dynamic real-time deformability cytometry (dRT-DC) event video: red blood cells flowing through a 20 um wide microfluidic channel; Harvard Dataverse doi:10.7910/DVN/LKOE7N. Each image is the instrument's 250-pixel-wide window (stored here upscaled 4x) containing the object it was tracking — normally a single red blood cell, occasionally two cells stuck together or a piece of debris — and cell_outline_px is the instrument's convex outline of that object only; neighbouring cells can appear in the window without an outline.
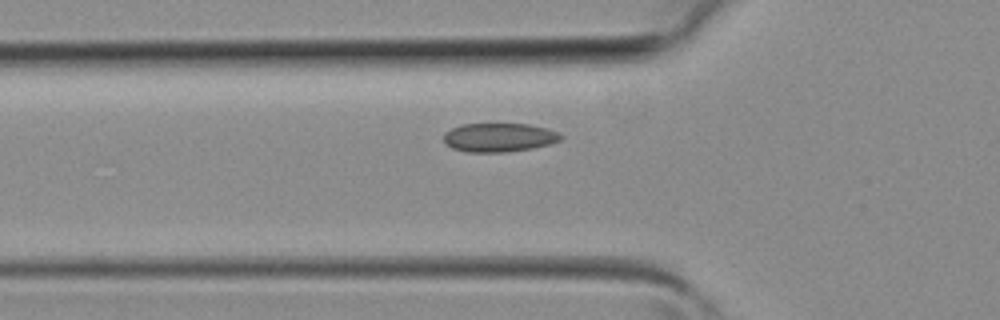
{"species": "common noctule bat (a hibernating species)", "species_latin": "Nyctalus noctula", "temperature_condition": "room temperature", "stored_images_in_passage": 26, "camera_frame_rate_fps": 3000, "um_per_image_px": 0.085, "animal": {"sex": "female", "body_mass_g": 19.3, "forearm_length_mm": 54.1}, "frame": {"image": 1, "passage_image": 2, "time_ms": 0.333, "image_size_px": [1000, 320], "cell_outline_px": [[564, 136], [560, 140], [548, 144], [532, 148], [504, 152], [468, 152], [452, 148], [444, 140], [444, 132], [460, 124], [528, 124], [544, 128], [556, 132]], "centroid_in_image_um": [42.39, 11.68], "position_along_channel_um": 83.4, "area_um2": 19.42}}
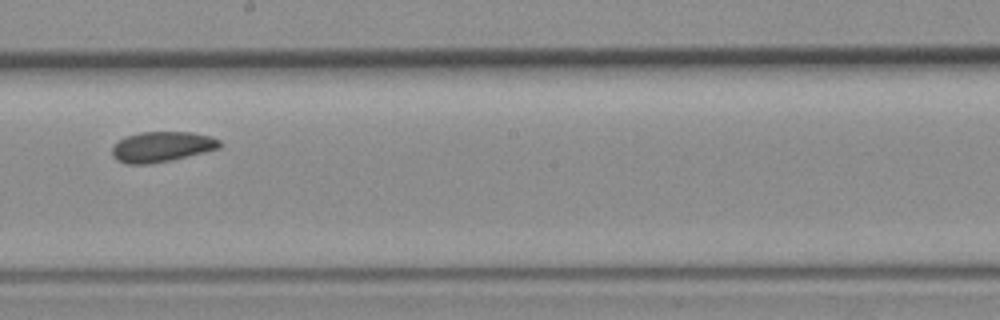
{"frame": {"image": 2, "passage_image": 11, "time_ms": 3.333, "image_size_px": [1000, 320], "cell_outline_px": [[220, 148], [204, 152], [152, 164], [128, 164], [116, 160], [112, 156], [112, 148], [120, 140], [128, 136], [140, 132], [192, 132], [212, 136], [220, 140]], "centroid_in_image_um": [13.76, 12.47], "position_along_channel_um": 234.4, "area_um2": 18.9}}
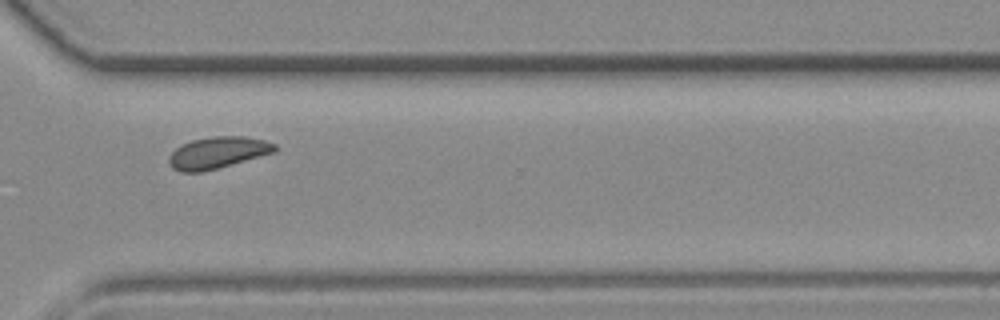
{"frame": {"image": 3, "passage_image": 18, "time_ms": 5.667, "image_size_px": [1000, 320], "cell_outline_px": [[276, 152], [216, 168], [200, 172], [180, 172], [172, 168], [168, 160], [172, 152], [176, 148], [192, 140], [212, 136], [244, 136], [264, 140], [276, 144]], "centroid_in_image_um": [18.51, 12.97], "position_along_channel_um": 352.1, "area_um2": 19.31}}